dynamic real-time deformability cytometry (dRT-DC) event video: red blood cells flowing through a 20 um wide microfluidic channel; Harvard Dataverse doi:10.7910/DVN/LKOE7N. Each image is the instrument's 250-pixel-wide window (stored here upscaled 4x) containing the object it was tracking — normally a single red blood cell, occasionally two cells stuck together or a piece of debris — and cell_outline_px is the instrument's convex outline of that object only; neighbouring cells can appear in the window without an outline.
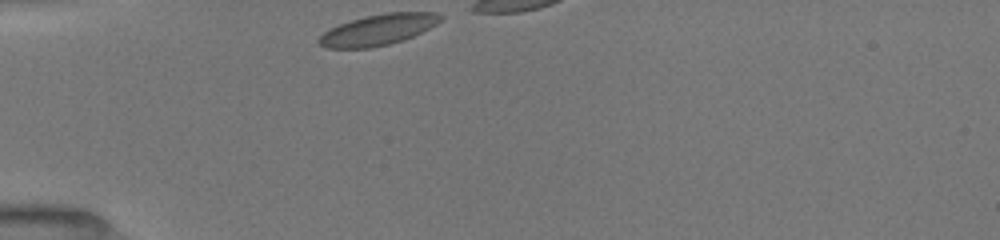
{"species": "common noctule bat (a hibernating species)", "species_latin": "Nyctalus noctula", "temperature_condition": "room temperature", "stored_images_in_passage": 7, "camera_frame_rate_fps": 3000, "um_per_image_px": 0.085, "animal": {"sex": "female", "body_mass_g": 19.5, "forearm_length_mm": 54.1}, "frame": {"image": 1, "passage_image": 1, "time_ms": 0.0, "image_size_px": [1000, 240], "cell_outline_px": [[444, 16], [436, 24], [412, 36], [388, 44], [372, 48], [324, 48], [316, 40], [328, 28], [364, 16], [384, 12], [436, 12]], "centroid_in_image_um": [32.1, 2.52], "position_along_channel_um": 52.9, "area_um2": 21.79}}
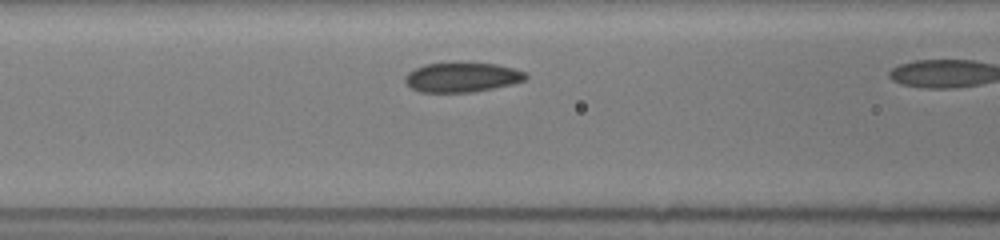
{"frame": {"image": 2, "passage_image": 4, "time_ms": 2.333, "image_size_px": [1000, 240], "cell_outline_px": [[528, 76], [524, 80], [512, 84], [472, 92], [420, 92], [412, 88], [404, 80], [404, 76], [408, 72], [424, 64], [460, 60], [464, 60], [496, 64], [528, 72]], "centroid_in_image_um": [39.27, 6.52], "position_along_channel_um": 127.3, "area_um2": 21.5}}